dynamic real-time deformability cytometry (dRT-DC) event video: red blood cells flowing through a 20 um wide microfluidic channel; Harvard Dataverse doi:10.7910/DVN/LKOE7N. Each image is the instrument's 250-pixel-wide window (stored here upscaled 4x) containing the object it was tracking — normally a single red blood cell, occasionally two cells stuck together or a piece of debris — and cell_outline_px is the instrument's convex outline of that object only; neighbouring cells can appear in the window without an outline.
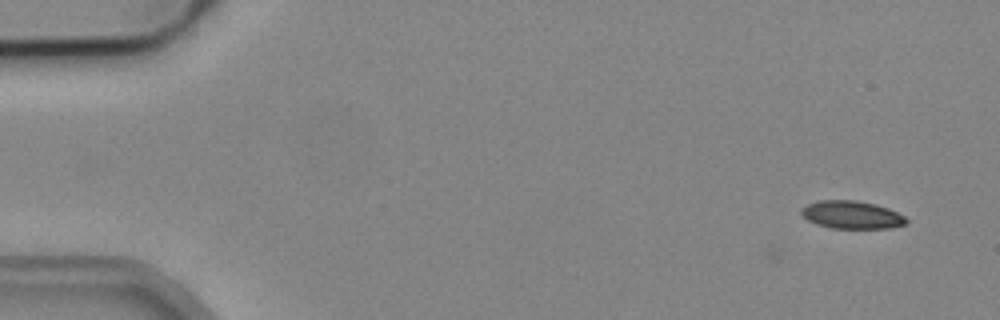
{"species": "common noctule bat (a hibernating species)", "species_latin": "Nyctalus noctula", "temperature_condition": "cold", "stored_images_in_passage": 6, "camera_frame_rate_fps": 3000, "um_per_image_px": 0.085, "animal": {"sex": "male", "body_mass_g": 19.2, "forearm_length_mm": 51.8}, "frame": {"image": 1, "passage_image": 3, "time_ms": 0.667, "image_size_px": [1000, 320], "cell_outline_px": [[908, 220], [904, 224], [888, 228], [832, 228], [816, 224], [808, 220], [800, 212], [800, 208], [808, 204], [820, 200], [856, 200], [876, 204], [888, 208], [904, 216]], "centroid_in_image_um": [72.37, 18.25], "position_along_channel_um": 12.6, "area_um2": 16.94}}
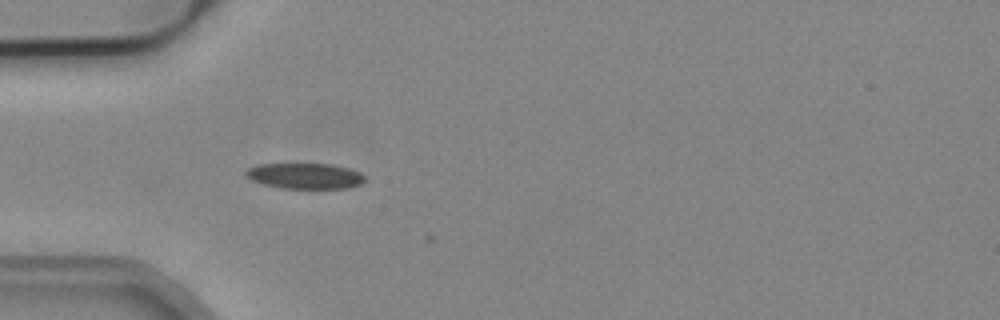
{"frame": {"image": 2, "passage_image": 6, "time_ms": 1.667, "image_size_px": [1000, 320], "cell_outline_px": [[368, 180], [360, 184], [348, 188], [280, 188], [264, 184], [252, 180], [244, 176], [244, 172], [248, 168], [260, 164], [332, 164], [348, 168], [360, 172]], "centroid_in_image_um": [25.93, 14.95], "position_along_channel_um": 59.1, "area_um2": 17.86}}